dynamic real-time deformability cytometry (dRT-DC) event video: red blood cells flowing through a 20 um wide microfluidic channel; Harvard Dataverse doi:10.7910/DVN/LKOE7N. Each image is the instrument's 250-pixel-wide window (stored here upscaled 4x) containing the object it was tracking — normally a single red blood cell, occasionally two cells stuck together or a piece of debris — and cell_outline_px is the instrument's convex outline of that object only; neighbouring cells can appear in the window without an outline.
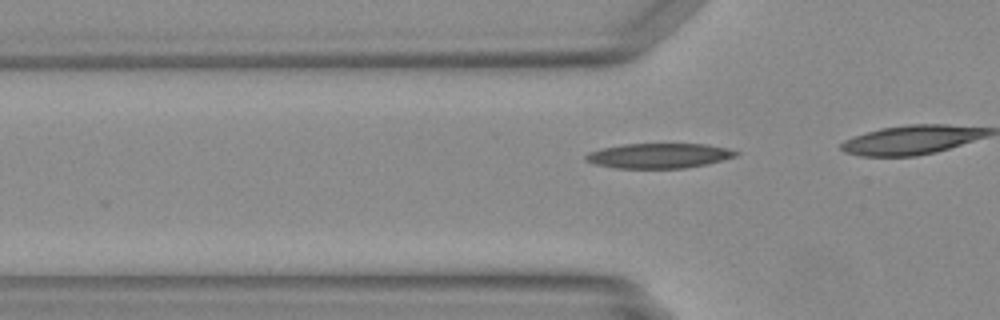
{"species": "Egyptian fruit bat (a non-hibernating species)", "species_latin": "Rousettus aegyptiacus", "temperature_condition": "warm", "stored_images_in_passage": 5, "camera_frame_rate_fps": 3000, "um_per_image_px": 0.085, "animal": {"sex": "female"}, "frame": {"image": 1, "passage_image": 2, "time_ms": 0.333, "image_size_px": [1000, 320], "cell_outline_px": [[740, 152], [736, 156], [708, 164], [684, 168], [616, 168], [596, 164], [584, 160], [584, 156], [588, 152], [604, 148], [624, 144], [708, 144], [728, 148]], "centroid_in_image_um": [56.03, 13.23], "position_along_channel_um": 69.8, "area_um2": 21.79}}